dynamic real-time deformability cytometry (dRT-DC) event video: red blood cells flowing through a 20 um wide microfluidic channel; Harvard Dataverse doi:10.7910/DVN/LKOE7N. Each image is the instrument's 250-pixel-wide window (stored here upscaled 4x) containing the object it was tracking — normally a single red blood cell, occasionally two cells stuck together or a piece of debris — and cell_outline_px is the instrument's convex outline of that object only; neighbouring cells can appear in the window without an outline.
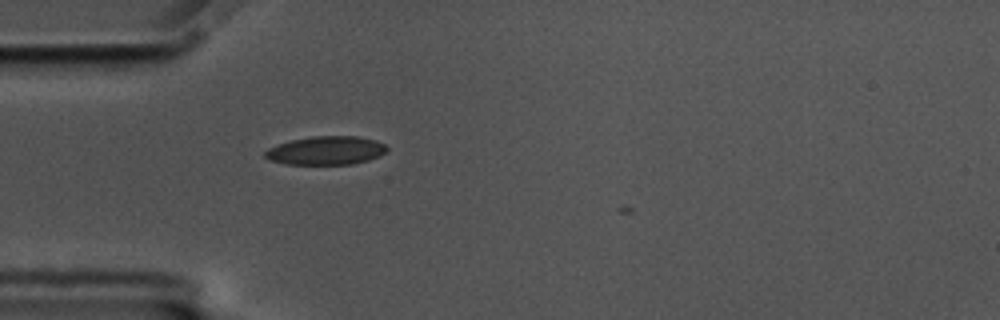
{"species": "common noctule bat (a hibernating species)", "species_latin": "Nyctalus noctula", "temperature_condition": "cold", "stored_images_in_passage": 9, "camera_frame_rate_fps": 3000, "um_per_image_px": 0.085, "animal": {"sex": "male", "body_mass_g": 17.5, "forearm_length_mm": 52.3}, "frame": {"image": 1, "passage_image": 4, "time_ms": 1.0, "image_size_px": [1000, 320], "cell_outline_px": [[388, 152], [380, 156], [368, 160], [352, 164], [284, 164], [272, 160], [264, 156], [264, 152], [268, 148], [292, 140], [312, 136], [360, 136], [376, 140], [384, 144], [388, 148]], "centroid_in_image_um": [27.77, 12.79], "position_along_channel_um": 57.2, "area_um2": 20.29}}